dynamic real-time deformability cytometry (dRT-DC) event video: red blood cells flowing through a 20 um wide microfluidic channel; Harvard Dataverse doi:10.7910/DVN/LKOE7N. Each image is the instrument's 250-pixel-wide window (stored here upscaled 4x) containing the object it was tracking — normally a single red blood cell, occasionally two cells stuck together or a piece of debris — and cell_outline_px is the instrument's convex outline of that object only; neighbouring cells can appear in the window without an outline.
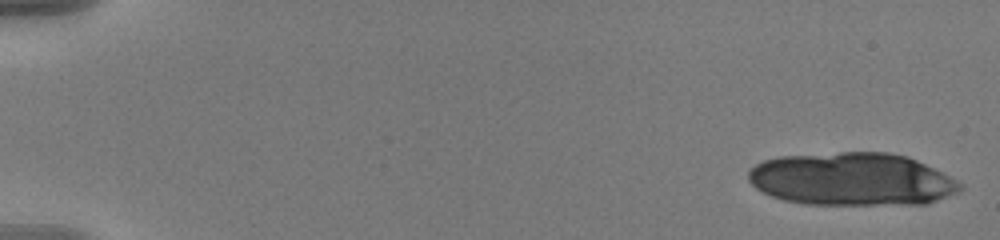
{"species": "human", "species_latin": "Homo sapiens", "temperature_condition": "warm", "stored_images_in_passage": 8, "camera_frame_rate_fps": 3000, "um_per_image_px": 0.085, "donor": {"sex": "male"}, "frame": {"image": 1, "passage_image": 1, "time_ms": 0.0, "image_size_px": [1000, 240], "cell_outline_px": [[964, 188], [960, 192], [928, 204], [804, 204], [784, 200], [772, 196], [756, 188], [748, 180], [748, 172], [756, 164], [764, 160], [780, 156], [840, 152], [888, 152], [908, 156], [964, 184]], "centroid_in_image_um": [72.43, 15.23], "position_along_channel_um": 12.6, "area_um2": 65.37}}